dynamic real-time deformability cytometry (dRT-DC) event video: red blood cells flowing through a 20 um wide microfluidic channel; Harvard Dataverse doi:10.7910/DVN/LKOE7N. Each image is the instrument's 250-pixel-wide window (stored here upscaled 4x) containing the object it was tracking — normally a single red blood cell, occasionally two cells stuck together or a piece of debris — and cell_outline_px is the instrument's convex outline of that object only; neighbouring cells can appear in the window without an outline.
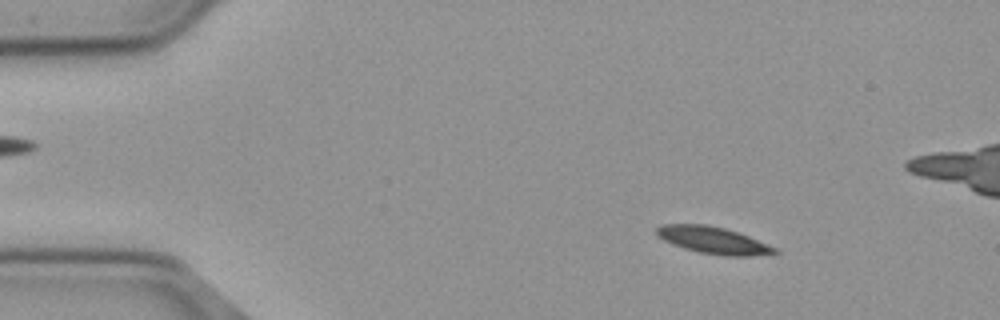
{"species": "common noctule bat (a hibernating species)", "species_latin": "Nyctalus noctula", "temperature_condition": "cold", "stored_images_in_passage": 57, "camera_frame_rate_fps": 3000, "um_per_image_px": 0.085, "animal": {"sex": "male", "body_mass_g": 23.1, "forearm_length_mm": 52.7}, "frame": {"image": 1, "passage_image": 8, "time_ms": 2.333, "image_size_px": [1000, 320], "cell_outline_px": [[780, 252], [752, 256], [724, 256], [700, 252], [684, 248], [672, 244], [656, 236], [656, 228], [660, 224], [704, 224], [724, 228], [748, 236], [776, 248]], "centroid_in_image_um": [60.58, 20.42], "position_along_channel_um": 24.4, "area_um2": 18.38}}
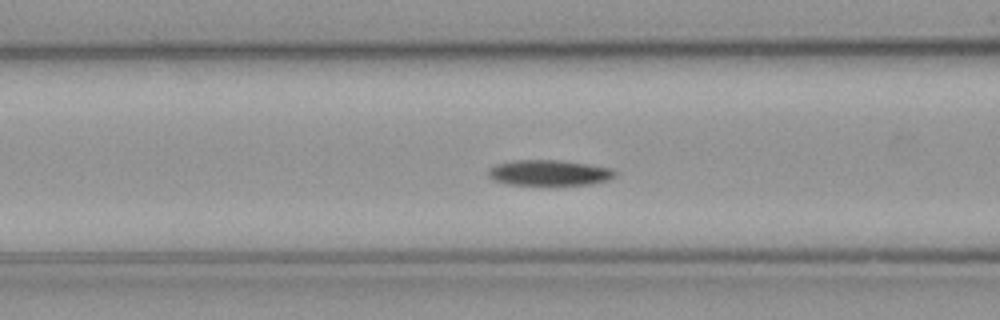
{"frame": {"image": 2, "passage_image": 22, "time_ms": 7.0, "image_size_px": [1000, 320], "cell_outline_px": [[616, 176], [608, 180], [592, 184], [508, 184], [492, 180], [488, 176], [488, 168], [496, 164], [516, 160], [556, 160], [612, 168], [616, 172]], "centroid_in_image_um": [46.65, 14.68], "position_along_channel_um": 119.9, "area_um2": 18.67}}
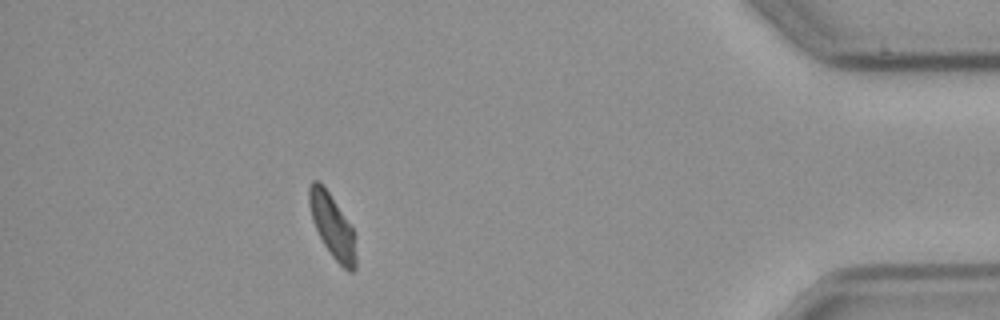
{"frame": {"image": 3, "passage_image": 50, "time_ms": 16.333, "image_size_px": [1000, 320], "cell_outline_px": [[356, 268], [352, 272], [348, 272], [332, 256], [324, 244], [312, 220], [308, 204], [308, 188], [312, 180], [320, 180], [352, 228], [356, 256]], "centroid_in_image_um": [28.22, 19.2], "position_along_channel_um": 407.0, "area_um2": 16.99}, "authors_computed_cell_mechanics": {"area_um2": 18.3804, "velocity_mm_per_s": 3.655, "shape_relaxation_time_tau1_ms": 5.0193, "shape_relaxation_time_tau2_ms": null, "deformation_change_tau1": 0.1201, "deformation_change_tau2": null}}